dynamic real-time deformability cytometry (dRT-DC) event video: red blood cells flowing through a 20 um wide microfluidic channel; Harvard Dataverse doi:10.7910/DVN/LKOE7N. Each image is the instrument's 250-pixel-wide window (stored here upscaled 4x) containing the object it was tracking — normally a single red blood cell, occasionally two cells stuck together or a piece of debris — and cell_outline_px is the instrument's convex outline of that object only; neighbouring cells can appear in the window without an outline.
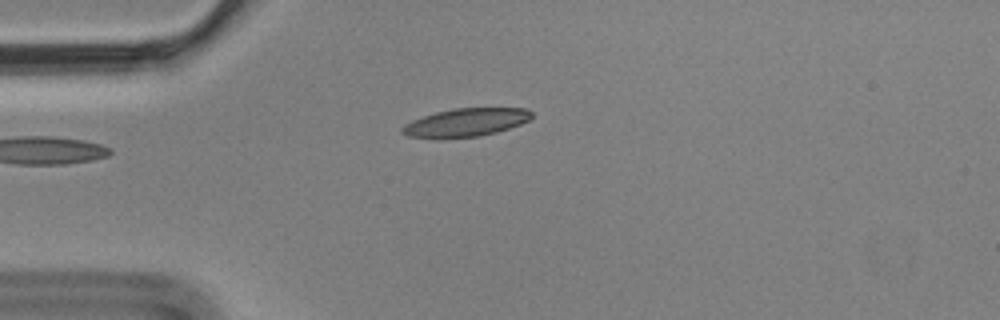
{"species": "Egyptian fruit bat (a non-hibernating species)", "species_latin": "Rousettus aegyptiacus", "temperature_condition": "cold", "stored_images_in_passage": 3, "camera_frame_rate_fps": 3000, "um_per_image_px": 0.085, "animal": {"sex": "male"}, "frame": {"image": 1, "passage_image": 3, "time_ms": 0.667, "image_size_px": [1000, 320], "cell_outline_px": [[532, 116], [528, 120], [520, 124], [496, 132], [480, 136], [440, 140], [408, 136], [400, 132], [400, 128], [404, 124], [412, 120], [436, 112], [452, 108], [528, 108], [532, 112]], "centroid_in_image_um": [39.53, 10.43], "position_along_channel_um": 45.5, "area_um2": 21.68}}